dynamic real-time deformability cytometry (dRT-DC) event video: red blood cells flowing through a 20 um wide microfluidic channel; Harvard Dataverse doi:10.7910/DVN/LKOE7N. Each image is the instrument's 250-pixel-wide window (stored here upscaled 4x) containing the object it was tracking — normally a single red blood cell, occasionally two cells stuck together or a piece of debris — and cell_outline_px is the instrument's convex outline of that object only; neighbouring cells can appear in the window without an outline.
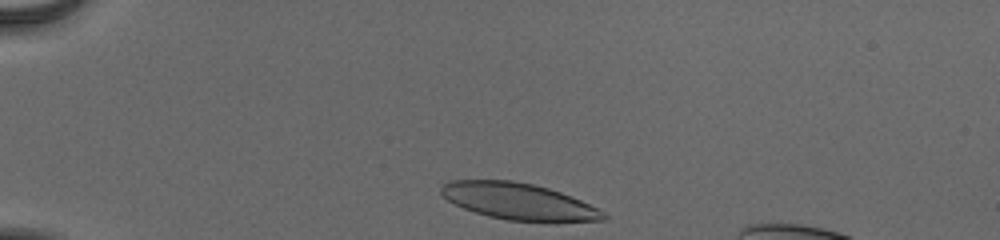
{"species": "human", "species_latin": "Homo sapiens", "temperature_condition": "cold", "stored_images_in_passage": 35, "camera_frame_rate_fps": 3000, "um_per_image_px": 0.085, "donor": {"sex": "male"}, "frame": {"image": 1, "passage_image": 1, "time_ms": 0.0, "image_size_px": [1000, 240], "cell_outline_px": [[608, 220], [556, 224], [508, 220], [488, 216], [464, 208], [448, 200], [440, 192], [440, 188], [444, 184], [452, 180], [512, 180], [532, 184], [548, 188], [560, 192], [580, 200], [604, 212], [608, 216]], "centroid_in_image_um": [44.18, 17.16], "position_along_channel_um": 40.8, "area_um2": 35.14}}
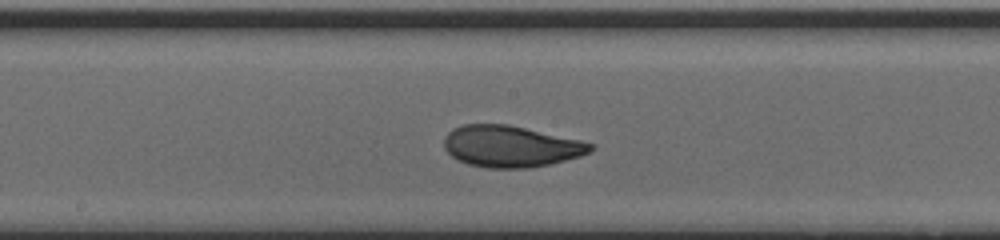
{"frame": {"image": 2, "passage_image": 18, "time_ms": 5.667, "image_size_px": [1000, 240], "cell_outline_px": [[592, 148], [588, 152], [580, 156], [548, 164], [528, 168], [488, 168], [468, 164], [456, 160], [444, 148], [444, 136], [452, 128], [464, 124], [508, 124], [580, 140], [592, 144]], "centroid_in_image_um": [43.35, 12.44], "position_along_channel_um": 204.9, "area_um2": 35.2}}
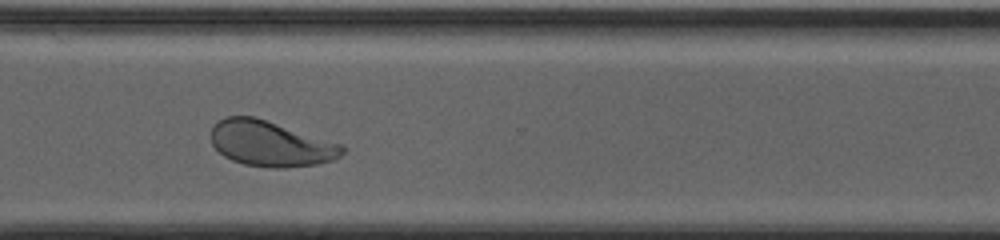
{"frame": {"image": 3, "passage_image": 29, "time_ms": 9.333, "image_size_px": [1000, 240], "cell_outline_px": [[344, 152], [340, 156], [332, 160], [316, 164], [280, 168], [272, 168], [244, 164], [232, 160], [224, 156], [212, 144], [208, 136], [212, 124], [228, 116], [256, 116], [340, 144], [344, 148]], "centroid_in_image_um": [22.93, 12.2], "position_along_channel_um": 347.7, "area_um2": 34.8}, "authors_computed_cell_mechanics": {"area_um2": 35.2002, "velocity_mm_per_s": 3.8865, "shape_relaxation_time_tau1_ms": 3.2385, "shape_relaxation_time_tau2_ms": 1.1364, "deformation_change_tau1": 0.1485, "deformation_change_tau2": 0.0612}}